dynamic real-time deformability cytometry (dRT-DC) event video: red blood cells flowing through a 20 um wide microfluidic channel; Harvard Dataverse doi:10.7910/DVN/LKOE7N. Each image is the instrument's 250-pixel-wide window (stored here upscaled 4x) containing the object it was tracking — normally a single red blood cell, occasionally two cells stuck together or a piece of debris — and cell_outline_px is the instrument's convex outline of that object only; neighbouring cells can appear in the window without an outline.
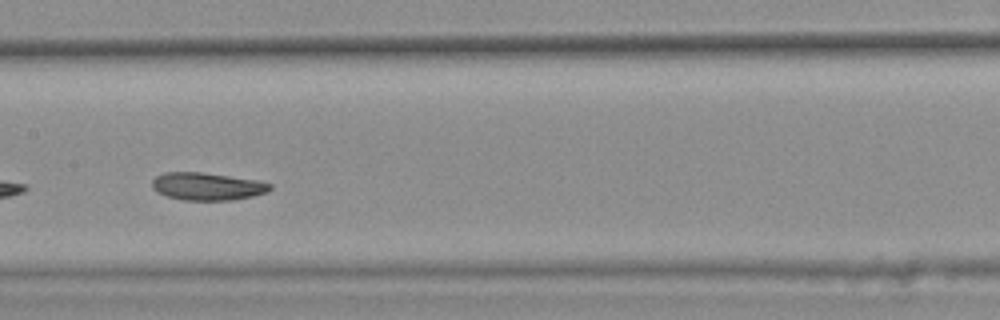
{"species": "common noctule bat (a hibernating species)", "species_latin": "Nyctalus noctula", "temperature_condition": "warm", "stored_images_in_passage": 31, "camera_frame_rate_fps": 3000, "um_per_image_px": 0.085, "animal": {"sex": "female", "body_mass_g": 25.1}, "frame": {"image": 1, "passage_image": 14, "time_ms": 4.333, "image_size_px": [1000, 320], "cell_outline_px": [[272, 188], [268, 192], [252, 196], [232, 200], [184, 200], [168, 196], [156, 192], [152, 188], [152, 180], [156, 176], [164, 172], [200, 172], [256, 180], [272, 184]], "centroid_in_image_um": [17.6, 15.84], "position_along_channel_um": 189.8, "area_um2": 18.9}, "authors_computed_cell_mechanics": {"area_um2": 19.2474, "velocity_mm_per_s": 3.7673, "shape_relaxation_time_tau1_ms": 3.8867, "shape_relaxation_time_tau2_ms": 5.1955, "deformation_change_tau1": 0.1221, "deformation_change_tau2": 0.104}}